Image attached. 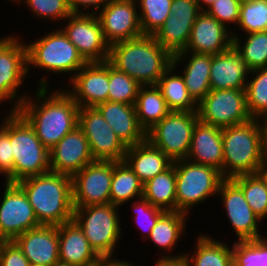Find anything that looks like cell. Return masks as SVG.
Wrapping results in <instances>:
<instances>
[{
  "label": "cell",
  "instance_id": "1",
  "mask_svg": "<svg viewBox=\"0 0 267 266\" xmlns=\"http://www.w3.org/2000/svg\"><path fill=\"white\" fill-rule=\"evenodd\" d=\"M37 83L35 94L27 92L28 96L16 110L32 126L41 143L51 150L78 126L79 106L64 88L51 90L46 75Z\"/></svg>",
  "mask_w": 267,
  "mask_h": 266
},
{
  "label": "cell",
  "instance_id": "2",
  "mask_svg": "<svg viewBox=\"0 0 267 266\" xmlns=\"http://www.w3.org/2000/svg\"><path fill=\"white\" fill-rule=\"evenodd\" d=\"M172 58L153 35H142L110 45L108 62L141 86H147L157 84L172 65Z\"/></svg>",
  "mask_w": 267,
  "mask_h": 266
},
{
  "label": "cell",
  "instance_id": "3",
  "mask_svg": "<svg viewBox=\"0 0 267 266\" xmlns=\"http://www.w3.org/2000/svg\"><path fill=\"white\" fill-rule=\"evenodd\" d=\"M40 225L59 226L73 220L72 178L46 172L20 180Z\"/></svg>",
  "mask_w": 267,
  "mask_h": 266
},
{
  "label": "cell",
  "instance_id": "4",
  "mask_svg": "<svg viewBox=\"0 0 267 266\" xmlns=\"http://www.w3.org/2000/svg\"><path fill=\"white\" fill-rule=\"evenodd\" d=\"M223 177L259 173L264 160L260 119L222 129Z\"/></svg>",
  "mask_w": 267,
  "mask_h": 266
},
{
  "label": "cell",
  "instance_id": "5",
  "mask_svg": "<svg viewBox=\"0 0 267 266\" xmlns=\"http://www.w3.org/2000/svg\"><path fill=\"white\" fill-rule=\"evenodd\" d=\"M25 44L27 47L28 75H31L30 72L33 68L40 71L42 69L48 75L53 73V75L69 76L67 77L69 82L78 70L87 63L59 26L57 29H50L49 33L46 32L44 36L32 40L31 43L25 41Z\"/></svg>",
  "mask_w": 267,
  "mask_h": 266
},
{
  "label": "cell",
  "instance_id": "6",
  "mask_svg": "<svg viewBox=\"0 0 267 266\" xmlns=\"http://www.w3.org/2000/svg\"><path fill=\"white\" fill-rule=\"evenodd\" d=\"M9 137L14 159L13 183L50 171L49 150L17 110H9Z\"/></svg>",
  "mask_w": 267,
  "mask_h": 266
},
{
  "label": "cell",
  "instance_id": "7",
  "mask_svg": "<svg viewBox=\"0 0 267 266\" xmlns=\"http://www.w3.org/2000/svg\"><path fill=\"white\" fill-rule=\"evenodd\" d=\"M120 209L111 203L74 208L73 220L99 257L115 255L116 247L125 236L122 234Z\"/></svg>",
  "mask_w": 267,
  "mask_h": 266
},
{
  "label": "cell",
  "instance_id": "8",
  "mask_svg": "<svg viewBox=\"0 0 267 266\" xmlns=\"http://www.w3.org/2000/svg\"><path fill=\"white\" fill-rule=\"evenodd\" d=\"M174 166L176 211L191 215L190 212L196 205L199 206L205 201L207 203L210 198H217L219 187L225 179L221 171L187 159L174 162Z\"/></svg>",
  "mask_w": 267,
  "mask_h": 266
},
{
  "label": "cell",
  "instance_id": "9",
  "mask_svg": "<svg viewBox=\"0 0 267 266\" xmlns=\"http://www.w3.org/2000/svg\"><path fill=\"white\" fill-rule=\"evenodd\" d=\"M15 35L0 38V105L12 103L8 110H16L28 96L26 91L20 95L19 89L29 77L27 47L25 40Z\"/></svg>",
  "mask_w": 267,
  "mask_h": 266
},
{
  "label": "cell",
  "instance_id": "10",
  "mask_svg": "<svg viewBox=\"0 0 267 266\" xmlns=\"http://www.w3.org/2000/svg\"><path fill=\"white\" fill-rule=\"evenodd\" d=\"M198 120L197 112H170L146 132V139L172 162L184 160Z\"/></svg>",
  "mask_w": 267,
  "mask_h": 266
},
{
  "label": "cell",
  "instance_id": "11",
  "mask_svg": "<svg viewBox=\"0 0 267 266\" xmlns=\"http://www.w3.org/2000/svg\"><path fill=\"white\" fill-rule=\"evenodd\" d=\"M197 114L200 121L221 129L252 119L245 89L210 90L198 103Z\"/></svg>",
  "mask_w": 267,
  "mask_h": 266
},
{
  "label": "cell",
  "instance_id": "12",
  "mask_svg": "<svg viewBox=\"0 0 267 266\" xmlns=\"http://www.w3.org/2000/svg\"><path fill=\"white\" fill-rule=\"evenodd\" d=\"M78 127L88 140L94 161H124L127 147L96 107L79 108Z\"/></svg>",
  "mask_w": 267,
  "mask_h": 266
},
{
  "label": "cell",
  "instance_id": "13",
  "mask_svg": "<svg viewBox=\"0 0 267 266\" xmlns=\"http://www.w3.org/2000/svg\"><path fill=\"white\" fill-rule=\"evenodd\" d=\"M4 183L0 199V241H13L41 225L23 189L17 183Z\"/></svg>",
  "mask_w": 267,
  "mask_h": 266
},
{
  "label": "cell",
  "instance_id": "14",
  "mask_svg": "<svg viewBox=\"0 0 267 266\" xmlns=\"http://www.w3.org/2000/svg\"><path fill=\"white\" fill-rule=\"evenodd\" d=\"M217 197L221 198L223 212L233 228L232 231L236 234V241L256 240L267 235L258 226L264 221L253 212L241 188L231 178H225L222 181ZM263 233L265 235H262Z\"/></svg>",
  "mask_w": 267,
  "mask_h": 266
},
{
  "label": "cell",
  "instance_id": "15",
  "mask_svg": "<svg viewBox=\"0 0 267 266\" xmlns=\"http://www.w3.org/2000/svg\"><path fill=\"white\" fill-rule=\"evenodd\" d=\"M63 22L59 27L87 63L108 61L110 45L97 15L71 14Z\"/></svg>",
  "mask_w": 267,
  "mask_h": 266
},
{
  "label": "cell",
  "instance_id": "16",
  "mask_svg": "<svg viewBox=\"0 0 267 266\" xmlns=\"http://www.w3.org/2000/svg\"><path fill=\"white\" fill-rule=\"evenodd\" d=\"M114 161H94L72 178L73 208L110 203Z\"/></svg>",
  "mask_w": 267,
  "mask_h": 266
},
{
  "label": "cell",
  "instance_id": "17",
  "mask_svg": "<svg viewBox=\"0 0 267 266\" xmlns=\"http://www.w3.org/2000/svg\"><path fill=\"white\" fill-rule=\"evenodd\" d=\"M201 13L195 0H173L171 15L153 35L172 56L185 50L197 16Z\"/></svg>",
  "mask_w": 267,
  "mask_h": 266
},
{
  "label": "cell",
  "instance_id": "18",
  "mask_svg": "<svg viewBox=\"0 0 267 266\" xmlns=\"http://www.w3.org/2000/svg\"><path fill=\"white\" fill-rule=\"evenodd\" d=\"M96 15L109 45L143 35L136 0L110 1Z\"/></svg>",
  "mask_w": 267,
  "mask_h": 266
},
{
  "label": "cell",
  "instance_id": "19",
  "mask_svg": "<svg viewBox=\"0 0 267 266\" xmlns=\"http://www.w3.org/2000/svg\"><path fill=\"white\" fill-rule=\"evenodd\" d=\"M68 83L65 90L79 108L96 107L108 101L109 62L86 63Z\"/></svg>",
  "mask_w": 267,
  "mask_h": 266
},
{
  "label": "cell",
  "instance_id": "20",
  "mask_svg": "<svg viewBox=\"0 0 267 266\" xmlns=\"http://www.w3.org/2000/svg\"><path fill=\"white\" fill-rule=\"evenodd\" d=\"M49 156L50 171L71 177L94 162L88 140L78 126L49 150Z\"/></svg>",
  "mask_w": 267,
  "mask_h": 266
},
{
  "label": "cell",
  "instance_id": "21",
  "mask_svg": "<svg viewBox=\"0 0 267 266\" xmlns=\"http://www.w3.org/2000/svg\"><path fill=\"white\" fill-rule=\"evenodd\" d=\"M233 45L232 33L206 12H201L193 24L189 42L182 52L221 54Z\"/></svg>",
  "mask_w": 267,
  "mask_h": 266
},
{
  "label": "cell",
  "instance_id": "22",
  "mask_svg": "<svg viewBox=\"0 0 267 266\" xmlns=\"http://www.w3.org/2000/svg\"><path fill=\"white\" fill-rule=\"evenodd\" d=\"M30 264L57 266L59 263L58 226L41 225L13 240Z\"/></svg>",
  "mask_w": 267,
  "mask_h": 266
},
{
  "label": "cell",
  "instance_id": "23",
  "mask_svg": "<svg viewBox=\"0 0 267 266\" xmlns=\"http://www.w3.org/2000/svg\"><path fill=\"white\" fill-rule=\"evenodd\" d=\"M250 70L241 54L232 45L221 54L212 55L211 90L245 89Z\"/></svg>",
  "mask_w": 267,
  "mask_h": 266
},
{
  "label": "cell",
  "instance_id": "24",
  "mask_svg": "<svg viewBox=\"0 0 267 266\" xmlns=\"http://www.w3.org/2000/svg\"><path fill=\"white\" fill-rule=\"evenodd\" d=\"M186 159L214 167L223 175L222 129L198 120Z\"/></svg>",
  "mask_w": 267,
  "mask_h": 266
},
{
  "label": "cell",
  "instance_id": "25",
  "mask_svg": "<svg viewBox=\"0 0 267 266\" xmlns=\"http://www.w3.org/2000/svg\"><path fill=\"white\" fill-rule=\"evenodd\" d=\"M58 237L61 265L92 266L98 263L99 256L74 220L58 226Z\"/></svg>",
  "mask_w": 267,
  "mask_h": 266
},
{
  "label": "cell",
  "instance_id": "26",
  "mask_svg": "<svg viewBox=\"0 0 267 266\" xmlns=\"http://www.w3.org/2000/svg\"><path fill=\"white\" fill-rule=\"evenodd\" d=\"M96 108L127 148L146 139V132L137 121L135 105L106 101Z\"/></svg>",
  "mask_w": 267,
  "mask_h": 266
},
{
  "label": "cell",
  "instance_id": "27",
  "mask_svg": "<svg viewBox=\"0 0 267 266\" xmlns=\"http://www.w3.org/2000/svg\"><path fill=\"white\" fill-rule=\"evenodd\" d=\"M187 58V59H186ZM188 60V61H187ZM185 62V66L184 65ZM183 65H182V63ZM212 64L211 54H197L192 52H179L172 58V65L181 69V73L187 91L193 99L199 103L211 90L210 68ZM182 65L183 68L180 66Z\"/></svg>",
  "mask_w": 267,
  "mask_h": 266
},
{
  "label": "cell",
  "instance_id": "28",
  "mask_svg": "<svg viewBox=\"0 0 267 266\" xmlns=\"http://www.w3.org/2000/svg\"><path fill=\"white\" fill-rule=\"evenodd\" d=\"M188 218V214L178 211H165L158 218L146 241H151L150 243L154 244L153 246H157L160 251L164 252V254L160 251L158 252L161 255H159V259H179L184 257L183 251L182 253H174V255L172 253L178 248L176 247L178 242L183 240L182 236L184 235L185 237Z\"/></svg>",
  "mask_w": 267,
  "mask_h": 266
},
{
  "label": "cell",
  "instance_id": "29",
  "mask_svg": "<svg viewBox=\"0 0 267 266\" xmlns=\"http://www.w3.org/2000/svg\"><path fill=\"white\" fill-rule=\"evenodd\" d=\"M124 161L143 184L173 164L163 151L152 145L147 139L128 147Z\"/></svg>",
  "mask_w": 267,
  "mask_h": 266
},
{
  "label": "cell",
  "instance_id": "30",
  "mask_svg": "<svg viewBox=\"0 0 267 266\" xmlns=\"http://www.w3.org/2000/svg\"><path fill=\"white\" fill-rule=\"evenodd\" d=\"M196 239L194 251L184 253L188 266H233L232 246L203 232Z\"/></svg>",
  "mask_w": 267,
  "mask_h": 266
},
{
  "label": "cell",
  "instance_id": "31",
  "mask_svg": "<svg viewBox=\"0 0 267 266\" xmlns=\"http://www.w3.org/2000/svg\"><path fill=\"white\" fill-rule=\"evenodd\" d=\"M156 86L171 112H197L198 103L187 91L181 73L173 65L164 72Z\"/></svg>",
  "mask_w": 267,
  "mask_h": 266
},
{
  "label": "cell",
  "instance_id": "32",
  "mask_svg": "<svg viewBox=\"0 0 267 266\" xmlns=\"http://www.w3.org/2000/svg\"><path fill=\"white\" fill-rule=\"evenodd\" d=\"M135 110L138 124L145 132L171 112L156 85L140 86Z\"/></svg>",
  "mask_w": 267,
  "mask_h": 266
},
{
  "label": "cell",
  "instance_id": "33",
  "mask_svg": "<svg viewBox=\"0 0 267 266\" xmlns=\"http://www.w3.org/2000/svg\"><path fill=\"white\" fill-rule=\"evenodd\" d=\"M152 206L176 211V171L174 162L165 171L143 184V196Z\"/></svg>",
  "mask_w": 267,
  "mask_h": 266
},
{
  "label": "cell",
  "instance_id": "34",
  "mask_svg": "<svg viewBox=\"0 0 267 266\" xmlns=\"http://www.w3.org/2000/svg\"><path fill=\"white\" fill-rule=\"evenodd\" d=\"M143 183L125 161L114 162L110 189V203L118 207L142 198Z\"/></svg>",
  "mask_w": 267,
  "mask_h": 266
},
{
  "label": "cell",
  "instance_id": "35",
  "mask_svg": "<svg viewBox=\"0 0 267 266\" xmlns=\"http://www.w3.org/2000/svg\"><path fill=\"white\" fill-rule=\"evenodd\" d=\"M231 33L233 46L241 54L250 71L267 67V31L245 34V37L242 32L240 35L237 31Z\"/></svg>",
  "mask_w": 267,
  "mask_h": 266
},
{
  "label": "cell",
  "instance_id": "36",
  "mask_svg": "<svg viewBox=\"0 0 267 266\" xmlns=\"http://www.w3.org/2000/svg\"><path fill=\"white\" fill-rule=\"evenodd\" d=\"M242 190L253 212L267 220V181L259 173L243 174L231 178Z\"/></svg>",
  "mask_w": 267,
  "mask_h": 266
},
{
  "label": "cell",
  "instance_id": "37",
  "mask_svg": "<svg viewBox=\"0 0 267 266\" xmlns=\"http://www.w3.org/2000/svg\"><path fill=\"white\" fill-rule=\"evenodd\" d=\"M245 92L249 115L255 119L267 116V67L250 71Z\"/></svg>",
  "mask_w": 267,
  "mask_h": 266
},
{
  "label": "cell",
  "instance_id": "38",
  "mask_svg": "<svg viewBox=\"0 0 267 266\" xmlns=\"http://www.w3.org/2000/svg\"><path fill=\"white\" fill-rule=\"evenodd\" d=\"M173 0H136L143 35H154L171 15Z\"/></svg>",
  "mask_w": 267,
  "mask_h": 266
},
{
  "label": "cell",
  "instance_id": "39",
  "mask_svg": "<svg viewBox=\"0 0 267 266\" xmlns=\"http://www.w3.org/2000/svg\"><path fill=\"white\" fill-rule=\"evenodd\" d=\"M245 34L267 31V0H242L237 26Z\"/></svg>",
  "mask_w": 267,
  "mask_h": 266
},
{
  "label": "cell",
  "instance_id": "40",
  "mask_svg": "<svg viewBox=\"0 0 267 266\" xmlns=\"http://www.w3.org/2000/svg\"><path fill=\"white\" fill-rule=\"evenodd\" d=\"M231 245L233 266H267V236Z\"/></svg>",
  "mask_w": 267,
  "mask_h": 266
},
{
  "label": "cell",
  "instance_id": "41",
  "mask_svg": "<svg viewBox=\"0 0 267 266\" xmlns=\"http://www.w3.org/2000/svg\"><path fill=\"white\" fill-rule=\"evenodd\" d=\"M23 5L30 10L32 16L37 18V20H48L57 22L58 24L63 23V21L70 16L72 13L69 9L68 0H17L15 4ZM22 3V4H21Z\"/></svg>",
  "mask_w": 267,
  "mask_h": 266
},
{
  "label": "cell",
  "instance_id": "42",
  "mask_svg": "<svg viewBox=\"0 0 267 266\" xmlns=\"http://www.w3.org/2000/svg\"><path fill=\"white\" fill-rule=\"evenodd\" d=\"M140 84L109 63L108 101L135 105Z\"/></svg>",
  "mask_w": 267,
  "mask_h": 266
},
{
  "label": "cell",
  "instance_id": "43",
  "mask_svg": "<svg viewBox=\"0 0 267 266\" xmlns=\"http://www.w3.org/2000/svg\"><path fill=\"white\" fill-rule=\"evenodd\" d=\"M131 203V209L134 211V222L136 228L141 230V237L146 241L150 236L152 228L155 226L158 218L165 212L157 207L152 206L146 199L139 198ZM139 227V228H138ZM145 239V240H144Z\"/></svg>",
  "mask_w": 267,
  "mask_h": 266
},
{
  "label": "cell",
  "instance_id": "44",
  "mask_svg": "<svg viewBox=\"0 0 267 266\" xmlns=\"http://www.w3.org/2000/svg\"><path fill=\"white\" fill-rule=\"evenodd\" d=\"M8 113V114H7ZM0 122V175L6 182L13 183V165L12 145L9 137V110H6V116H2Z\"/></svg>",
  "mask_w": 267,
  "mask_h": 266
},
{
  "label": "cell",
  "instance_id": "45",
  "mask_svg": "<svg viewBox=\"0 0 267 266\" xmlns=\"http://www.w3.org/2000/svg\"><path fill=\"white\" fill-rule=\"evenodd\" d=\"M241 1L242 0H215L205 12L232 32L231 27L237 26L238 24Z\"/></svg>",
  "mask_w": 267,
  "mask_h": 266
},
{
  "label": "cell",
  "instance_id": "46",
  "mask_svg": "<svg viewBox=\"0 0 267 266\" xmlns=\"http://www.w3.org/2000/svg\"><path fill=\"white\" fill-rule=\"evenodd\" d=\"M29 264L14 241H0V266H29Z\"/></svg>",
  "mask_w": 267,
  "mask_h": 266
},
{
  "label": "cell",
  "instance_id": "47",
  "mask_svg": "<svg viewBox=\"0 0 267 266\" xmlns=\"http://www.w3.org/2000/svg\"><path fill=\"white\" fill-rule=\"evenodd\" d=\"M110 1L113 0H68L69 9L72 14H85V15L86 14L96 15Z\"/></svg>",
  "mask_w": 267,
  "mask_h": 266
},
{
  "label": "cell",
  "instance_id": "48",
  "mask_svg": "<svg viewBox=\"0 0 267 266\" xmlns=\"http://www.w3.org/2000/svg\"><path fill=\"white\" fill-rule=\"evenodd\" d=\"M130 260L117 259L116 255L100 256L98 260L99 266H137L136 263Z\"/></svg>",
  "mask_w": 267,
  "mask_h": 266
},
{
  "label": "cell",
  "instance_id": "49",
  "mask_svg": "<svg viewBox=\"0 0 267 266\" xmlns=\"http://www.w3.org/2000/svg\"><path fill=\"white\" fill-rule=\"evenodd\" d=\"M154 266H188L184 258L179 259H157Z\"/></svg>",
  "mask_w": 267,
  "mask_h": 266
},
{
  "label": "cell",
  "instance_id": "50",
  "mask_svg": "<svg viewBox=\"0 0 267 266\" xmlns=\"http://www.w3.org/2000/svg\"><path fill=\"white\" fill-rule=\"evenodd\" d=\"M260 123L263 130V154L267 158V116L261 118Z\"/></svg>",
  "mask_w": 267,
  "mask_h": 266
},
{
  "label": "cell",
  "instance_id": "51",
  "mask_svg": "<svg viewBox=\"0 0 267 266\" xmlns=\"http://www.w3.org/2000/svg\"><path fill=\"white\" fill-rule=\"evenodd\" d=\"M201 12H205L215 0H195Z\"/></svg>",
  "mask_w": 267,
  "mask_h": 266
},
{
  "label": "cell",
  "instance_id": "52",
  "mask_svg": "<svg viewBox=\"0 0 267 266\" xmlns=\"http://www.w3.org/2000/svg\"><path fill=\"white\" fill-rule=\"evenodd\" d=\"M260 174L265 178L267 181V158H264L263 163L261 165Z\"/></svg>",
  "mask_w": 267,
  "mask_h": 266
},
{
  "label": "cell",
  "instance_id": "53",
  "mask_svg": "<svg viewBox=\"0 0 267 266\" xmlns=\"http://www.w3.org/2000/svg\"><path fill=\"white\" fill-rule=\"evenodd\" d=\"M10 1V3H11V1L13 2L12 4H14L17 0H8V2Z\"/></svg>",
  "mask_w": 267,
  "mask_h": 266
},
{
  "label": "cell",
  "instance_id": "54",
  "mask_svg": "<svg viewBox=\"0 0 267 266\" xmlns=\"http://www.w3.org/2000/svg\"><path fill=\"white\" fill-rule=\"evenodd\" d=\"M29 266H42V265L29 264Z\"/></svg>",
  "mask_w": 267,
  "mask_h": 266
}]
</instances>
